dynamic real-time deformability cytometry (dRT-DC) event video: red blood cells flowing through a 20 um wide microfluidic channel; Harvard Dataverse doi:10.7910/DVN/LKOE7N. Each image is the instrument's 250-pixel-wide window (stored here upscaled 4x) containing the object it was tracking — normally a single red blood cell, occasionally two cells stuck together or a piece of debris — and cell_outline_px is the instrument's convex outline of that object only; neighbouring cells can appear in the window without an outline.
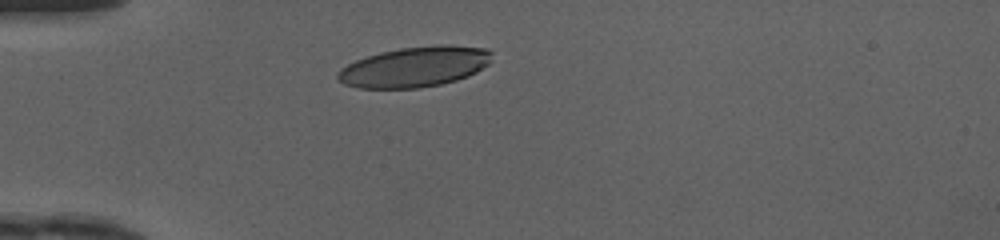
{"species": "human", "species_latin": "Homo sapiens", "temperature_condition": "cold", "stored_images_in_passage": 28, "camera_frame_rate_fps": 3000, "um_per_image_px": 0.085, "donor": {"sex": "female"}, "frame": {"image": 1, "passage_image": 1, "time_ms": 0.0, "image_size_px": [1000, 240], "cell_outline_px": [[492, 60], [488, 64], [476, 72], [468, 76], [456, 80], [440, 84], [420, 88], [360, 88], [344, 84], [336, 80], [336, 72], [340, 68], [356, 60], [380, 52], [400, 48], [440, 44], [444, 44], [484, 48], [492, 52]], "centroid_in_image_um": [35.23, 5.68], "position_along_channel_um": 49.8, "area_um2": 36.36}}
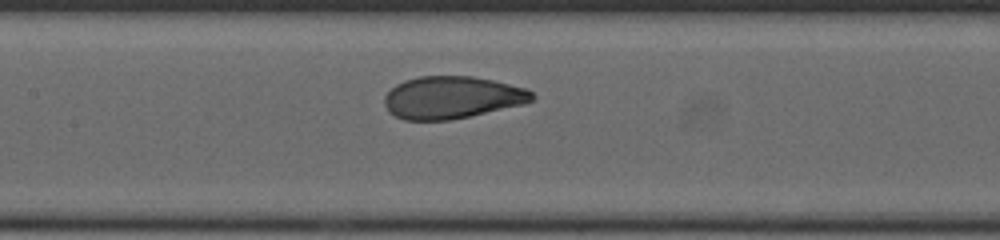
{"frame": {"image": 2, "passage_image": 11, "time_ms": 3.333, "image_size_px": [1000, 240], "cell_outline_px": [[536, 96], [532, 100], [524, 104], [452, 120], [404, 120], [396, 116], [384, 104], [384, 96], [396, 84], [404, 80], [420, 76], [472, 76], [492, 80], [528, 88]], "centroid_in_image_um": [38.44, 8.28], "position_along_channel_um": 169.0, "area_um2": 36.41}}
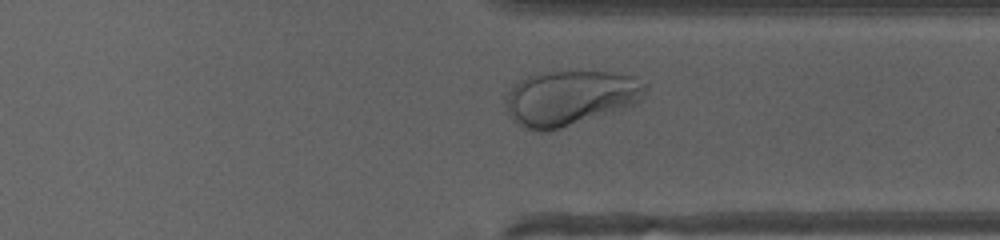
{"frame": {"image": 3, "passage_image": 25, "time_ms": 8.0, "image_size_px": [1000, 240], "cell_outline_px": [[648, 88], [636, 104], [548, 132], [536, 132], [524, 128], [508, 112], [504, 100], [512, 84], [528, 76], [540, 72], [612, 72], [632, 76], [648, 84]], "centroid_in_image_um": [48.45, 8.31], "position_along_channel_um": 363.0, "area_um2": 44.62}, "authors_computed_cell_mechanics": {"area_um2": 36.9342, "velocity_mm_per_s": 4.144, "shape_relaxation_time_tau1_ms": 2.6634, "shape_relaxation_time_tau2_ms": null, "deformation_change_tau1": 0.1661, "deformation_change_tau2": null}}